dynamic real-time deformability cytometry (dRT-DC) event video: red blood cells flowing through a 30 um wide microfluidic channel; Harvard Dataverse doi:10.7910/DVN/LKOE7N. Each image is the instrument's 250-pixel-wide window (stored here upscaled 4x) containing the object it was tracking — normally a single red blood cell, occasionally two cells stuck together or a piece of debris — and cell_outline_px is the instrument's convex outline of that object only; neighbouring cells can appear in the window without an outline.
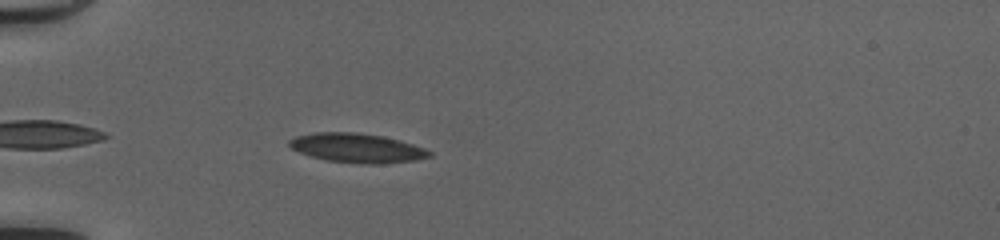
{"species": "common noctule bat (a hibernating species)", "species_latin": "Nyctalus noctula", "temperature_condition": "cold", "stored_images_in_passage": 40, "camera_frame_rate_fps": 3000, "um_per_image_px": 0.085, "animal": {"sex": "female", "body_mass_g": 20.0, "forearm_length_mm": 54.0}, "frame": {"image": 1, "passage_image": 6, "time_ms": 1.667, "image_size_px": [1000, 240], "cell_outline_px": [[432, 156], [416, 160], [380, 164], [360, 164], [328, 160], [312, 156], [300, 152], [292, 148], [288, 144], [288, 140], [296, 136], [316, 132], [356, 132], [384, 136], [412, 144], [424, 148], [432, 152]], "centroid_in_image_um": [30.36, 12.58], "position_along_channel_um": 54.6, "area_um2": 23.81}}
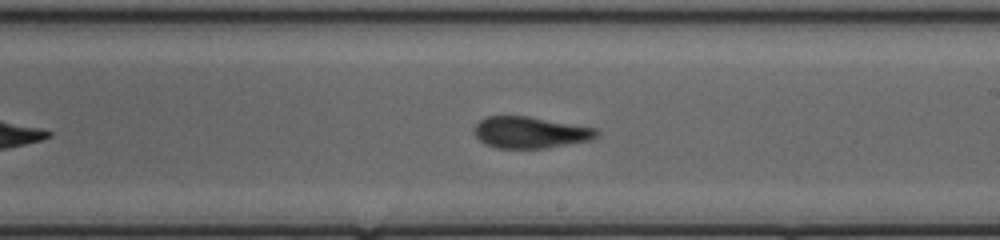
{"frame": {"image": 2, "passage_image": 21, "time_ms": 6.667, "image_size_px": [1000, 240], "cell_outline_px": [[600, 136], [592, 140], [548, 148], [496, 148], [480, 140], [476, 136], [476, 124], [480, 120], [488, 116], [528, 116], [596, 128], [600, 132]], "centroid_in_image_um": [45.15, 11.26], "position_along_channel_um": 243.9, "area_um2": 22.43}}
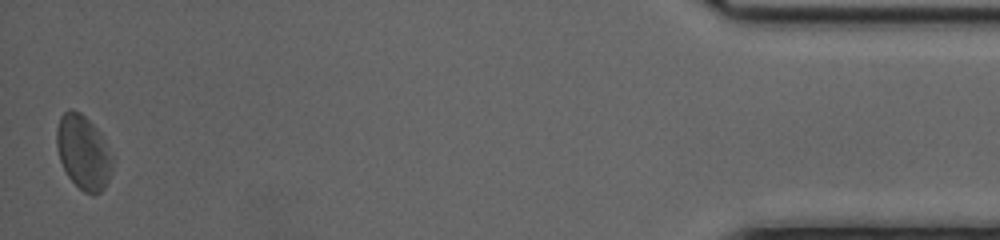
{"frame": {"image": 3, "passage_image": 40, "time_ms": 13.0, "image_size_px": [1000, 240], "cell_outline_px": [[116, 156], [112, 168], [104, 188], [100, 192], [92, 196], [84, 192], [68, 176], [60, 160], [56, 144], [56, 128], [60, 116], [68, 108], [72, 108], [80, 112], [100, 132]], "centroid_in_image_um": [7.11, 12.92], "position_along_channel_um": 428.1, "area_um2": 24.51}, "authors_computed_cell_mechanics": {"area_um2": 23.1778, "velocity_mm_per_s": 4.1266, "shape_relaxation_time_tau1_ms": 6.3037, "shape_relaxation_time_tau2_ms": 1.5227, "deformation_change_tau1": 0.1413, "deformation_change_tau2": 0.074}}